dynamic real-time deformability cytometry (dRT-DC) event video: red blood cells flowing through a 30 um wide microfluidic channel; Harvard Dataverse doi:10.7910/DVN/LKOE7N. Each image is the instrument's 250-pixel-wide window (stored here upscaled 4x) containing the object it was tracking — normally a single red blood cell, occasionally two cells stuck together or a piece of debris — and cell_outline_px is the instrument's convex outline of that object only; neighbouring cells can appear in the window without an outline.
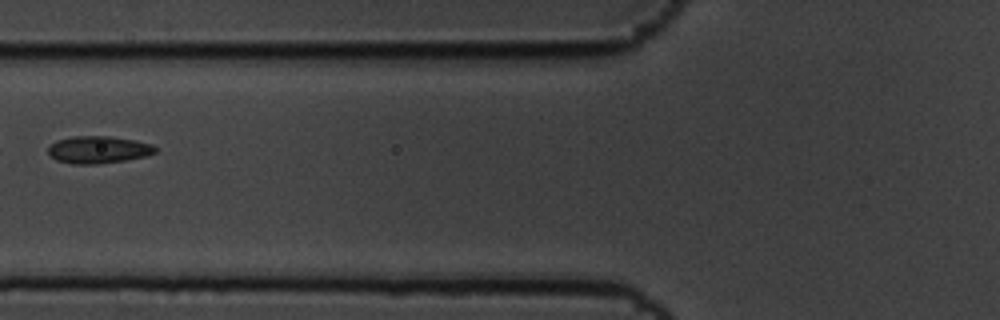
{"species": "common noctule bat (a hibernating species)", "species_latin": "Nyctalus noctula", "temperature_condition": "cold", "stored_images_in_passage": 12, "camera_frame_rate_fps": 3000, "um_per_image_px": 0.085, "animal": {"sex": "male", "body_mass_g": 19.5, "forearm_length_mm": 54.6}, "frame": {"image": 1, "passage_image": 3, "time_ms": 0.667, "image_size_px": [1000, 320], "cell_outline_px": [[156, 152], [144, 156], [124, 160], [96, 164], [72, 164], [56, 160], [48, 152], [48, 144], [56, 140], [72, 136], [108, 136], [132, 140], [152, 144], [156, 148]], "centroid_in_image_um": [8.3, 12.72], "position_along_channel_um": 117.5, "area_um2": 16.94}}
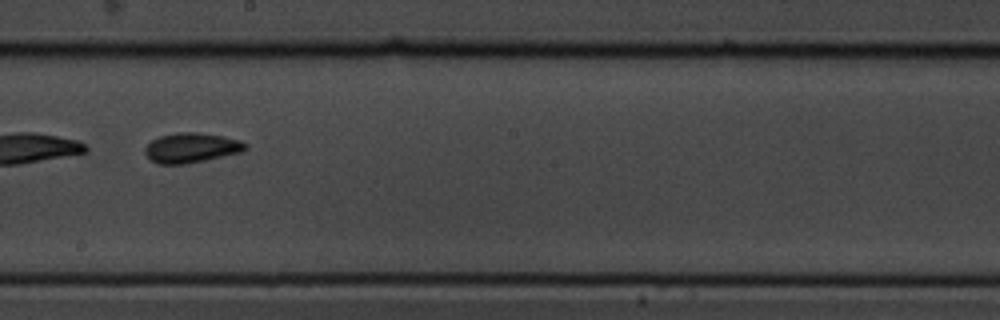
{"frame": {"image": 2, "passage_image": 6, "time_ms": 1.667, "image_size_px": [1000, 320], "cell_outline_px": [[248, 148], [240, 152], [204, 160], [184, 164], [160, 164], [152, 160], [144, 152], [144, 148], [152, 140], [160, 136], [176, 132], [200, 132], [224, 136], [240, 140], [248, 144]], "centroid_in_image_um": [16.28, 12.54], "position_along_channel_um": 231.9, "area_um2": 17.4}}
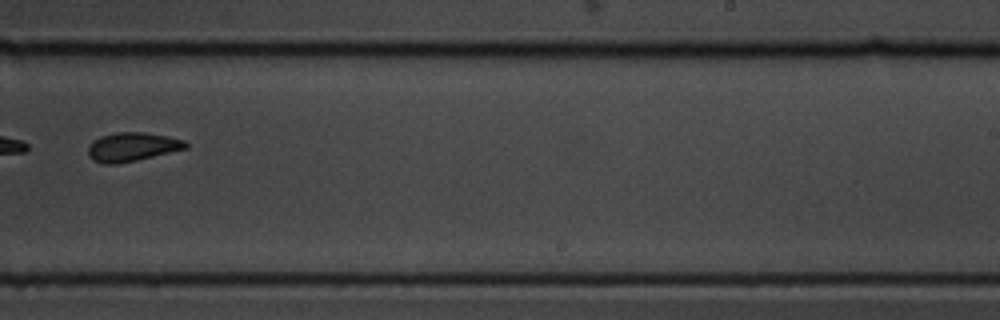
{"frame": {"image": 3, "passage_image": 7, "time_ms": 2.0, "image_size_px": [1000, 320], "cell_outline_px": [[188, 148], [136, 160], [116, 164], [104, 164], [92, 160], [88, 156], [88, 148], [92, 140], [100, 136], [116, 132], [144, 132], [168, 136], [184, 140], [188, 144]], "centroid_in_image_um": [11.21, 12.48], "position_along_channel_um": 277.8, "area_um2": 16.47}}